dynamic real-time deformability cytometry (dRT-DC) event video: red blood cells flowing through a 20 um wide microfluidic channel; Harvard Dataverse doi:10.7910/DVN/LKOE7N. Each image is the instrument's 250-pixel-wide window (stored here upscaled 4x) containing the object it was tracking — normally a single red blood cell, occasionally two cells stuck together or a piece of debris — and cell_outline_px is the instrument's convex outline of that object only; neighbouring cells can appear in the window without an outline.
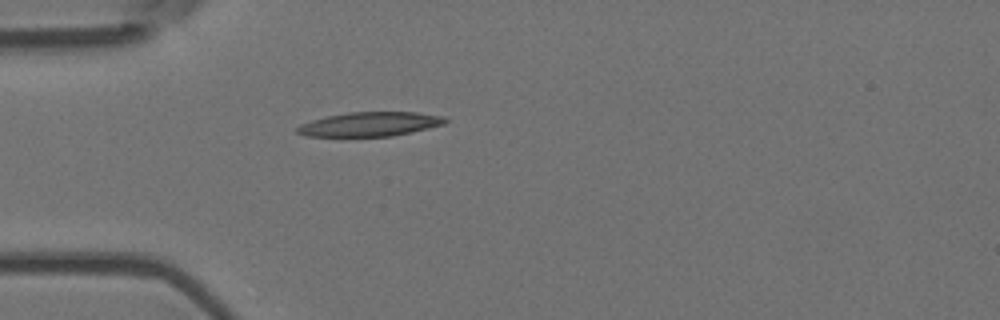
{"species": "Egyptian fruit bat (a non-hibernating species)", "species_latin": "Rousettus aegyptiacus", "temperature_condition": "room temperature", "stored_images_in_passage": 4, "camera_frame_rate_fps": 3000, "um_per_image_px": 0.085, "animal": {"sex": "female"}, "frame": {"image": 1, "passage_image": 4, "time_ms": 1.0, "image_size_px": [1000, 320], "cell_outline_px": [[448, 120], [444, 124], [428, 128], [392, 136], [304, 136], [296, 132], [296, 128], [300, 124], [312, 120], [328, 116], [348, 112], [416, 112], [444, 116]], "centroid_in_image_um": [31.44, 10.55], "position_along_channel_um": 53.6, "area_um2": 20.81}}